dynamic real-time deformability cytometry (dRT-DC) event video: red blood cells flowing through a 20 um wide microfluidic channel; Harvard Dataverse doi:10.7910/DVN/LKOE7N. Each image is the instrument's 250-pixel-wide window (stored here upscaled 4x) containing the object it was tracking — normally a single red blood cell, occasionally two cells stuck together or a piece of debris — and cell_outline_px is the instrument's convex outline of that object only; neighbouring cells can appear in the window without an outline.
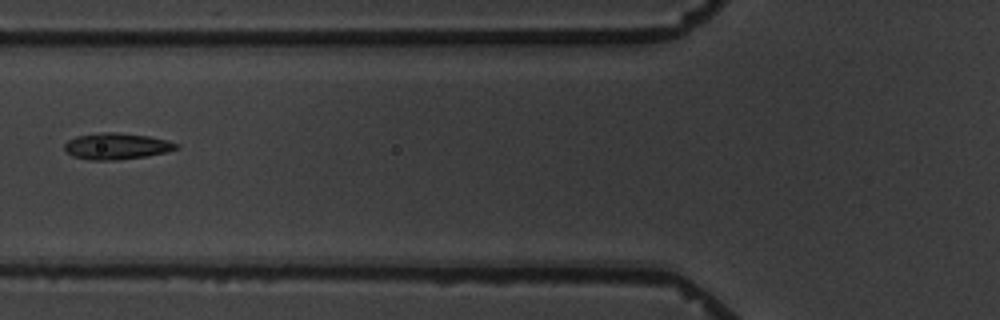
{"species": "common noctule bat (a hibernating species)", "species_latin": "Nyctalus noctula", "temperature_condition": "warm", "stored_images_in_passage": 6, "camera_frame_rate_fps": 3000, "um_per_image_px": 0.085, "animal": {"sex": "male", "body_mass_g": 19.5, "forearm_length_mm": 54.6}, "frame": {"image": 1, "passage_image": 3, "time_ms": 3.0, "image_size_px": [1000, 320], "cell_outline_px": [[180, 148], [164, 152], [144, 156], [116, 160], [88, 160], [72, 156], [64, 148], [64, 144], [68, 140], [76, 136], [100, 132], [112, 132], [148, 136], [168, 140], [180, 144]], "centroid_in_image_um": [9.9, 12.42], "position_along_channel_um": 115.9, "area_um2": 17.11}}
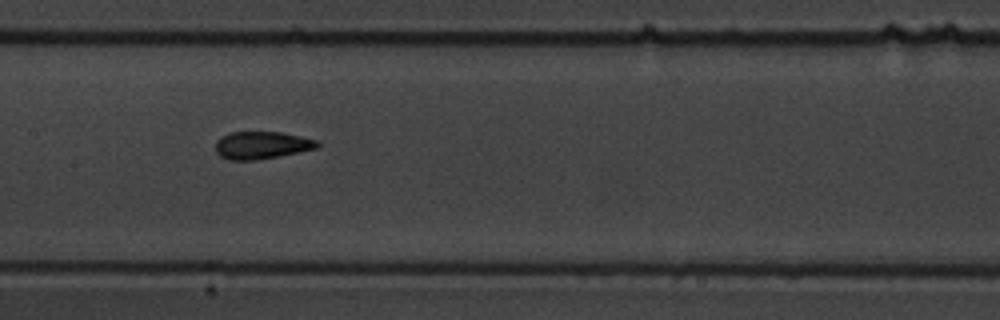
{"frame": {"image": 2, "passage_image": 5, "time_ms": 5.0, "image_size_px": [1000, 320], "cell_outline_px": [[320, 148], [256, 160], [228, 160], [220, 156], [216, 152], [216, 140], [220, 136], [228, 132], [280, 132], [300, 136], [316, 140], [320, 144]], "centroid_in_image_um": [22.22, 12.34], "position_along_channel_um": 185.2, "area_um2": 16.42}}
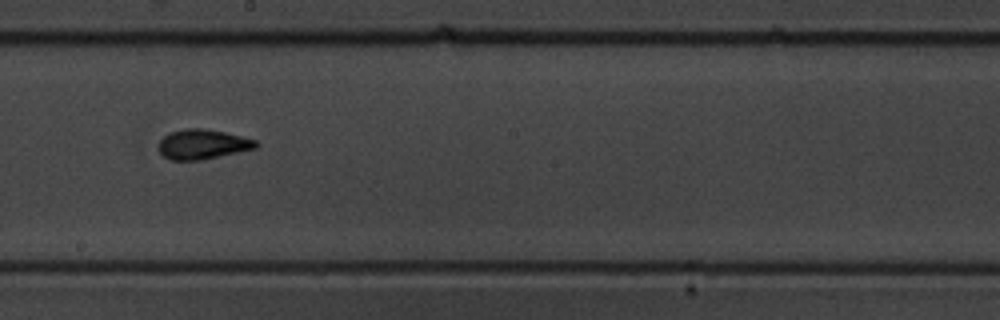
{"frame": {"image": 3, "passage_image": 6, "time_ms": 6.333, "image_size_px": [1000, 320], "cell_outline_px": [[260, 144], [256, 148], [200, 160], [168, 160], [156, 148], [160, 140], [164, 136], [172, 132], [184, 128], [204, 128], [224, 132], [256, 140]], "centroid_in_image_um": [17.19, 12.26], "position_along_channel_um": 231.0, "area_um2": 16.88}}